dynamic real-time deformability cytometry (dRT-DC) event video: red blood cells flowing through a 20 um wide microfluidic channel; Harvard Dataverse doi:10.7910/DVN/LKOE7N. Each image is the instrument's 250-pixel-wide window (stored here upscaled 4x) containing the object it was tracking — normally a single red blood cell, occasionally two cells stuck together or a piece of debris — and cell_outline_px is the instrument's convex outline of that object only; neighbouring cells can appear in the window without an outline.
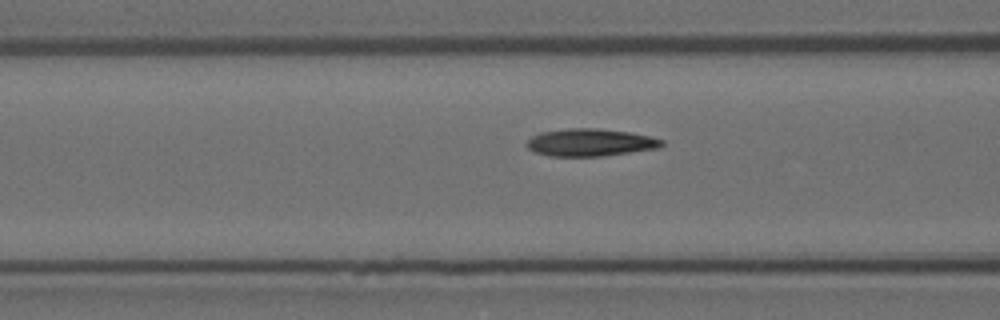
{"species": "Egyptian fruit bat (a non-hibernating species)", "species_latin": "Rousettus aegyptiacus", "temperature_condition": "room temperature", "stored_images_in_passage": 16, "camera_frame_rate_fps": 3000, "um_per_image_px": 0.085, "animal": {"sex": "female"}, "frame": {"image": 1, "passage_image": 14, "time_ms": 4.333, "image_size_px": [1000, 320], "cell_outline_px": [[664, 144], [660, 148], [604, 156], [548, 156], [536, 152], [528, 148], [524, 144], [532, 136], [540, 132], [568, 128], [600, 128], [628, 132], [652, 136], [664, 140]], "centroid_in_image_um": [50.19, 12.11], "position_along_channel_um": 116.4, "area_um2": 21.85}}